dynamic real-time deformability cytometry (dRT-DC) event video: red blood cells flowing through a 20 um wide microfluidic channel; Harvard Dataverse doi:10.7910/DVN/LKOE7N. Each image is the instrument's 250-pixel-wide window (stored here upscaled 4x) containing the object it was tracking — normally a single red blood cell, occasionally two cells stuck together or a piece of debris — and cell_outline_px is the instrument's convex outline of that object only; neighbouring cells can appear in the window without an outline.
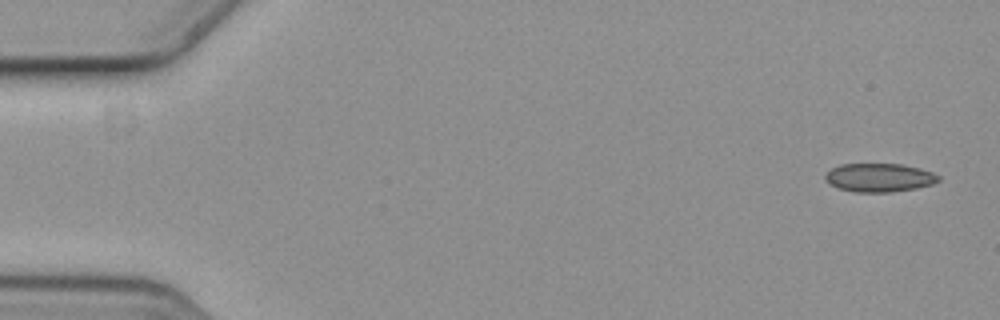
{"species": "common noctule bat (a hibernating species)", "species_latin": "Nyctalus noctula", "temperature_condition": "cold", "stored_images_in_passage": 5, "camera_frame_rate_fps": 3000, "um_per_image_px": 0.085, "animal": {"sex": "female", "body_mass_g": 19.3, "forearm_length_mm": 54.1}, "frame": {"image": 1, "passage_image": 1, "time_ms": 0.0, "image_size_px": [1000, 320], "cell_outline_px": [[940, 180], [932, 184], [916, 188], [888, 192], [856, 192], [840, 188], [824, 180], [824, 176], [832, 168], [840, 164], [904, 164], [920, 168], [932, 172], [940, 176]], "centroid_in_image_um": [74.76, 15.08], "position_along_channel_um": 10.2, "area_um2": 18.73}}
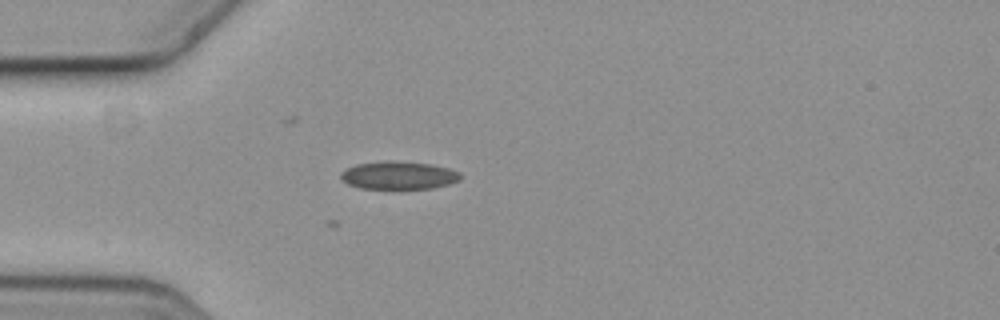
{"frame": {"image": 2, "passage_image": 5, "time_ms": 1.333, "image_size_px": [1000, 320], "cell_outline_px": [[460, 180], [448, 184], [432, 188], [360, 188], [348, 184], [340, 176], [340, 172], [356, 164], [384, 160], [392, 160], [432, 164], [448, 168], [460, 172]], "centroid_in_image_um": [33.88, 14.88], "position_along_channel_um": 51.1, "area_um2": 19.42}}